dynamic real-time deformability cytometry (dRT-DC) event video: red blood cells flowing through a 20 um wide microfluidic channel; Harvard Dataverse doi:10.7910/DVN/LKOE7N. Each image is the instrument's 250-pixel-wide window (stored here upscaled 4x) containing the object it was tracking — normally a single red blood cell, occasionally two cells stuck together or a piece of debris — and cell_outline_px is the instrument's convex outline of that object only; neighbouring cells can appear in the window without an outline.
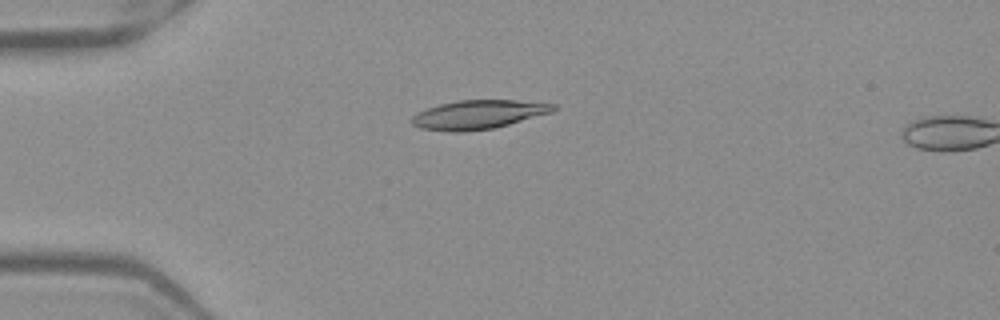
{"species": "Egyptian fruit bat (a non-hibernating species)", "species_latin": "Rousettus aegyptiacus", "temperature_condition": "warm", "stored_images_in_passage": 4, "camera_frame_rate_fps": 3000, "um_per_image_px": 0.085, "frame": {"image": 1, "passage_image": 2, "time_ms": 0.333, "image_size_px": [1000, 320], "cell_outline_px": [[556, 108], [552, 112], [508, 124], [492, 128], [464, 132], [452, 132], [420, 128], [412, 124], [412, 116], [416, 112], [440, 104], [456, 100], [516, 100], [556, 104]], "centroid_in_image_um": [40.63, 9.73], "position_along_channel_um": 44.4, "area_um2": 23.7}}